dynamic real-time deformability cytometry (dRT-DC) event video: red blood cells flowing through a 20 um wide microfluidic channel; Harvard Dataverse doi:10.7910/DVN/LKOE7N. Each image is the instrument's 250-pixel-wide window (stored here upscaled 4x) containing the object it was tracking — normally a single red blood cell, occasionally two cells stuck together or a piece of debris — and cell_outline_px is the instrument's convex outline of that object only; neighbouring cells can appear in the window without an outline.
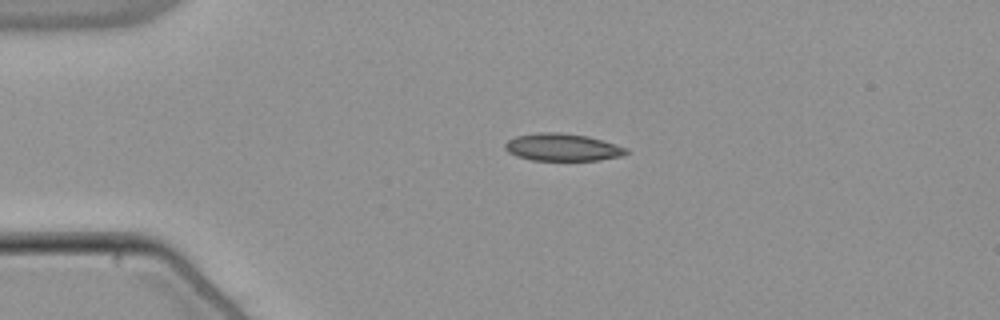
{"species": "common noctule bat (a hibernating species)", "species_latin": "Nyctalus noctula", "temperature_condition": "warm", "stored_images_in_passage": 53, "camera_frame_rate_fps": 3000, "um_per_image_px": 0.085, "animal": {"sex": "male", "body_mass_g": 21.5, "forearm_length_mm": 52.0}, "frame": {"image": 1, "passage_image": 12, "time_ms": 3.667, "image_size_px": [1000, 320], "cell_outline_px": [[628, 152], [624, 156], [600, 160], [532, 160], [516, 156], [508, 152], [504, 148], [504, 144], [508, 140], [516, 136], [540, 132], [560, 132], [588, 136], [616, 144], [628, 148]], "centroid_in_image_um": [47.82, 12.52], "position_along_channel_um": 37.2, "area_um2": 19.48}}
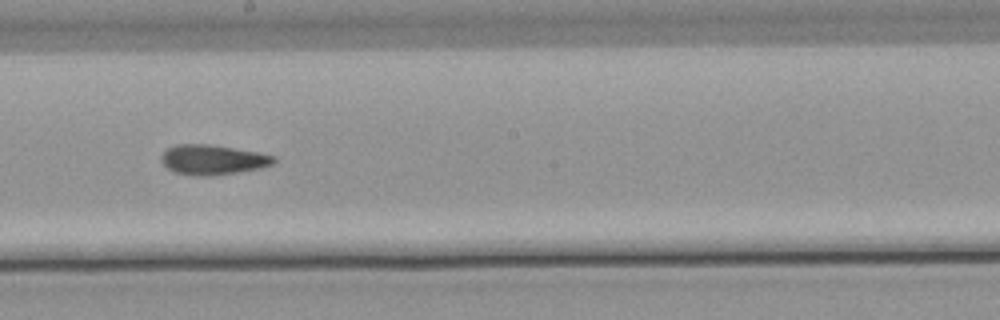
{"frame": {"image": 2, "passage_image": 30, "time_ms": 9.667, "image_size_px": [1000, 320], "cell_outline_px": [[276, 160], [272, 164], [260, 168], [236, 172], [208, 176], [196, 176], [176, 172], [168, 168], [160, 160], [160, 156], [168, 148], [176, 144], [208, 144], [256, 152], [276, 156]], "centroid_in_image_um": [18.06, 13.57], "position_along_channel_um": 230.1, "area_um2": 19.36}}
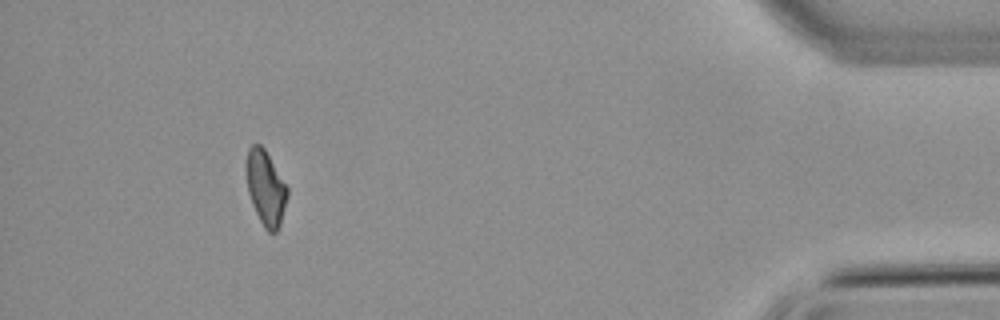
{"frame": {"image": 3, "passage_image": 49, "time_ms": 16.0, "image_size_px": [1000, 320], "cell_outline_px": [[288, 196], [280, 224], [276, 232], [268, 232], [264, 228], [252, 204], [248, 192], [244, 168], [244, 164], [248, 148], [252, 144], [260, 144], [264, 148], [288, 188]], "centroid_in_image_um": [22.55, 15.94], "position_along_channel_um": 412.7, "area_um2": 18.03}, "authors_computed_cell_mechanics": {"area_um2": 18.785, "velocity_mm_per_s": 3.8542, "shape_relaxation_time_tau1_ms": null, "shape_relaxation_time_tau2_ms": 5.6331, "deformation_change_tau1": null, "deformation_change_tau2": 0.1378}}